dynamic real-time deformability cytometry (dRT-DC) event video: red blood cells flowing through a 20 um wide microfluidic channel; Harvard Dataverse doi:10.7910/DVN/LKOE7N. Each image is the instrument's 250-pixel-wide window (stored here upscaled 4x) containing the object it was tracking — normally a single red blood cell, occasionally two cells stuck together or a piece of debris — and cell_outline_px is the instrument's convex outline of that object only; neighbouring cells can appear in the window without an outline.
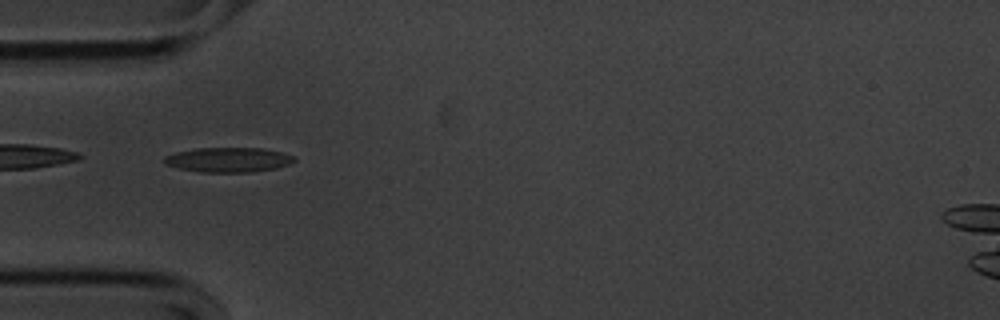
{"species": "common noctule bat (a hibernating species)", "species_latin": "Nyctalus noctula", "temperature_condition": "cold", "stored_images_in_passage": 39, "camera_frame_rate_fps": 3000, "um_per_image_px": 0.085, "animal": {"sex": "male", "body_mass_g": 20.1, "forearm_length_mm": 53.5}, "frame": {"image": 1, "passage_image": 1, "time_ms": 0.0, "image_size_px": [1000, 320], "cell_outline_px": [[296, 160], [288, 164], [276, 168], [252, 172], [200, 172], [180, 168], [164, 164], [164, 156], [176, 152], [196, 148], [260, 148], [280, 152], [292, 156]], "centroid_in_image_um": [19.37, 13.58], "position_along_channel_um": 65.6, "area_um2": 18.55}}
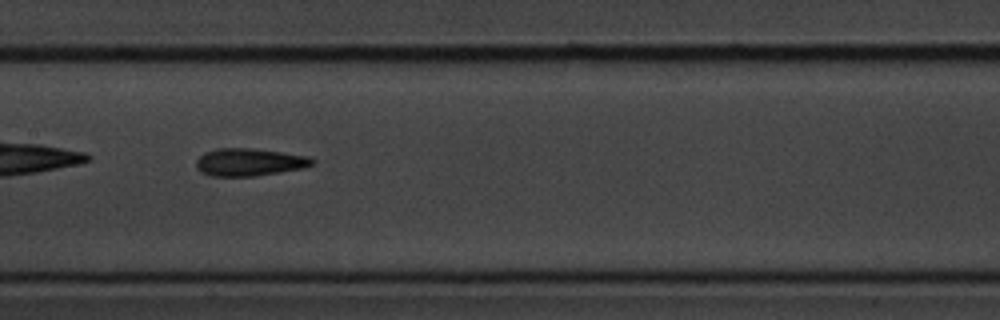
{"frame": {"image": 2, "passage_image": 11, "time_ms": 3.333, "image_size_px": [1000, 320], "cell_outline_px": [[316, 164], [304, 168], [256, 176], [212, 176], [200, 172], [196, 168], [196, 160], [204, 152], [216, 148], [252, 148], [308, 156], [316, 160]], "centroid_in_image_um": [21.2, 13.78], "position_along_channel_um": 186.2, "area_um2": 18.84}}
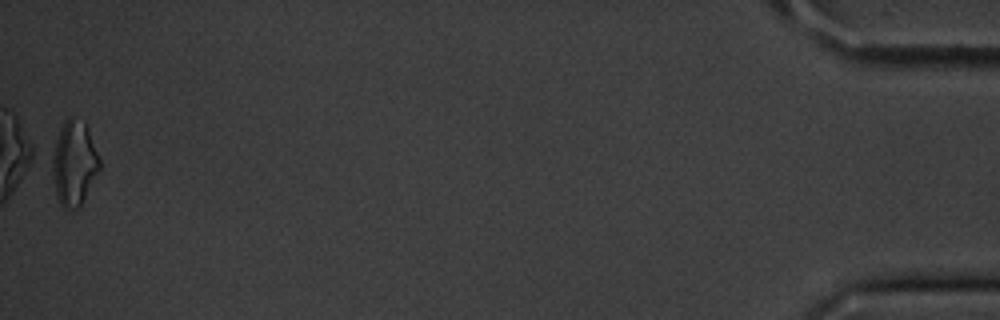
{"frame": {"image": 3, "passage_image": 39, "time_ms": 12.667, "image_size_px": [1000, 320], "cell_outline_px": [[100, 168], [80, 208], [64, 208], [60, 204], [56, 196], [52, 176], [52, 160], [56, 140], [60, 128], [64, 120], [68, 116], [72, 116], [84, 120], [88, 128], [100, 160]], "centroid_in_image_um": [6.3, 13.85], "position_along_channel_um": 428.9, "area_um2": 23.47}, "authors_computed_cell_mechanics": {"area_um2": 18.3804, "velocity_mm_per_s": 3.5995, "shape_relaxation_time_tau1_ms": 3.2573, "shape_relaxation_time_tau2_ms": 4.3619, "deformation_change_tau1": 0.1036, "deformation_change_tau2": 0.1427}}